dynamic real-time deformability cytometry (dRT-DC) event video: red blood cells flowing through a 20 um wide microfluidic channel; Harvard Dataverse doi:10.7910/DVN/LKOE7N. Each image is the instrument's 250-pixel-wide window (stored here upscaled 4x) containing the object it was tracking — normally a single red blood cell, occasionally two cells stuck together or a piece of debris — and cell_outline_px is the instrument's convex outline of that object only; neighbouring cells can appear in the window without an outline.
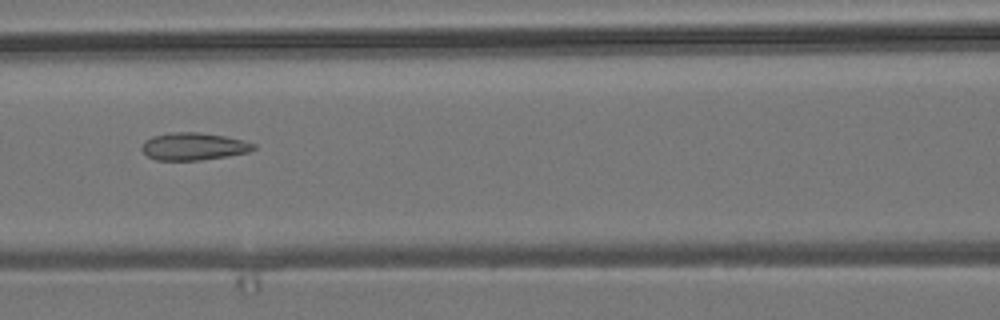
{"species": "common noctule bat (a hibernating species)", "species_latin": "Nyctalus noctula", "temperature_condition": "room temperature", "stored_images_in_passage": 5, "camera_frame_rate_fps": 3000, "um_per_image_px": 0.085, "animal": {"sex": "male", "body_mass_g": 19.2, "forearm_length_mm": 51.8}, "frame": {"image": 1, "passage_image": 3, "time_ms": 2.333, "image_size_px": [1000, 320], "cell_outline_px": [[256, 148], [248, 152], [228, 156], [200, 160], [156, 160], [148, 156], [140, 148], [144, 140], [152, 136], [172, 132], [200, 132], [224, 136], [244, 140], [256, 144]], "centroid_in_image_um": [16.45, 12.44], "position_along_channel_um": 150.1, "area_um2": 17.98}}
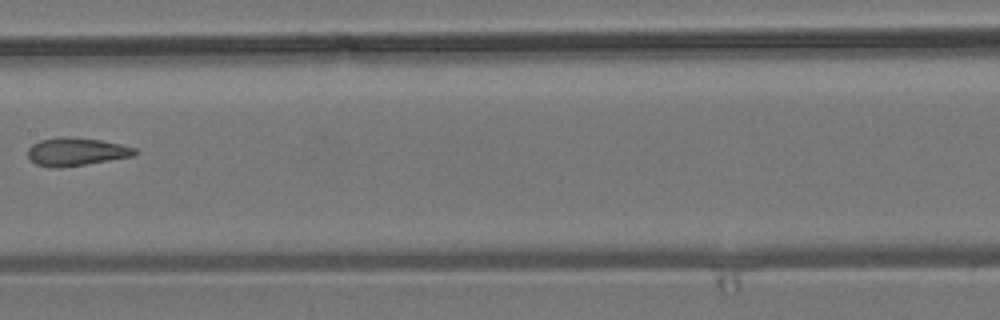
{"frame": {"image": 2, "passage_image": 4, "time_ms": 3.667, "image_size_px": [1000, 320], "cell_outline_px": [[140, 152], [132, 156], [60, 168], [52, 168], [36, 164], [28, 156], [28, 148], [32, 144], [40, 140], [60, 136], [76, 136], [100, 140], [120, 144], [136, 148]], "centroid_in_image_um": [6.47, 12.88], "position_along_channel_um": 200.9, "area_um2": 17.57}}
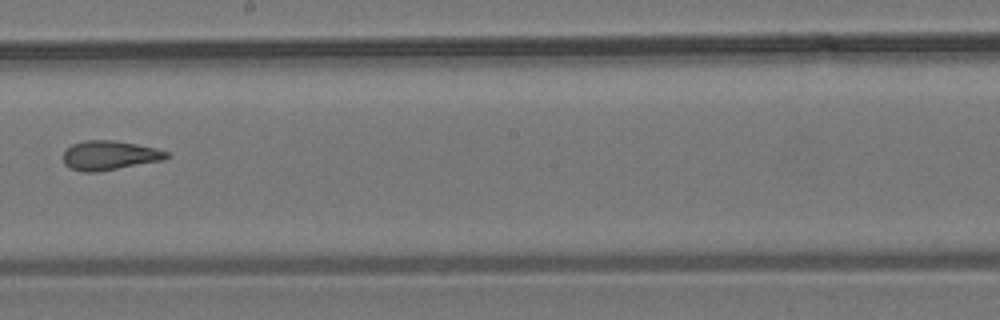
{"frame": {"image": 3, "passage_image": 5, "time_ms": 4.667, "image_size_px": [1000, 320], "cell_outline_px": [[172, 156], [164, 160], [96, 172], [84, 172], [72, 168], [64, 164], [64, 152], [72, 144], [84, 140], [116, 140], [156, 148], [168, 152]], "centroid_in_image_um": [9.35, 13.2], "position_along_channel_um": 238.9, "area_um2": 17.63}}